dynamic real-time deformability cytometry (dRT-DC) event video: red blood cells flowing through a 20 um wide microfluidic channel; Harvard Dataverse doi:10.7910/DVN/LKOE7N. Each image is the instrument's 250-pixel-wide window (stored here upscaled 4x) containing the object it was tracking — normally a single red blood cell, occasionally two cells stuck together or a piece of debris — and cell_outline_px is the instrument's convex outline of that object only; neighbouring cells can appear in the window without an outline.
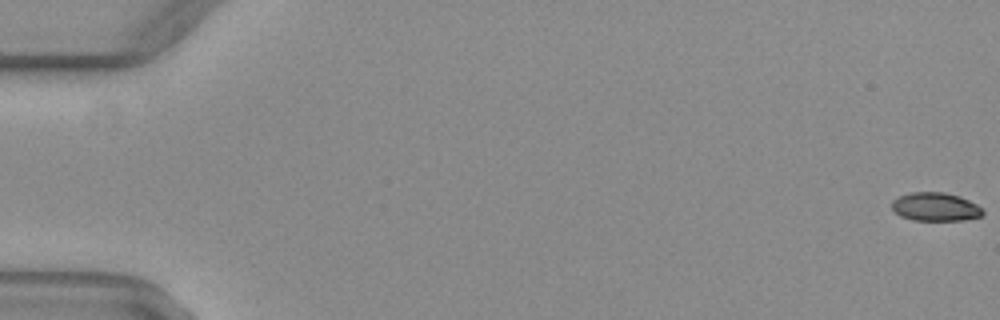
{"species": "common noctule bat (a hibernating species)", "species_latin": "Nyctalus noctula", "temperature_condition": "warm", "stored_images_in_passage": 22, "camera_frame_rate_fps": 3000, "um_per_image_px": 0.085, "animal": {"sex": "female", "body_mass_g": 29.2, "forearm_length_mm": 56.3}, "frame": {"image": 1, "passage_image": 1, "time_ms": 0.0, "image_size_px": [1000, 320], "cell_outline_px": [[984, 216], [964, 220], [912, 220], [900, 216], [892, 208], [892, 200], [908, 192], [944, 192], [960, 196], [976, 204], [984, 212]], "centroid_in_image_um": [79.51, 17.58], "position_along_channel_um": 5.5, "area_um2": 15.14}}
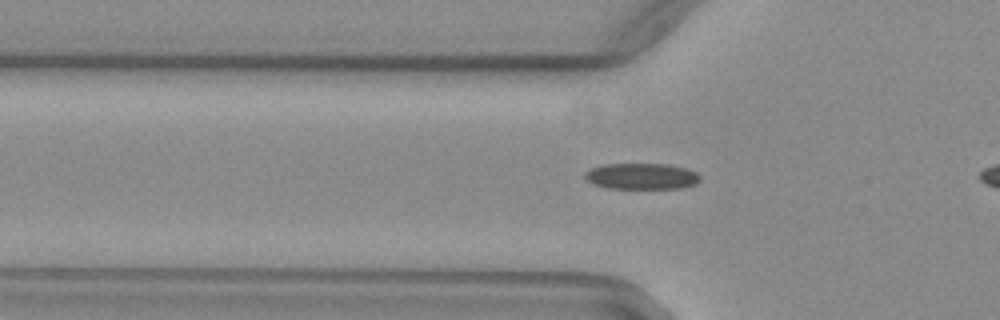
{"frame": {"image": 2, "passage_image": 19, "time_ms": 6.0, "image_size_px": [1000, 320], "cell_outline_px": [[700, 180], [696, 184], [680, 188], [608, 188], [592, 184], [584, 180], [584, 172], [592, 168], [604, 164], [668, 164], [688, 168], [696, 172], [700, 176]], "centroid_in_image_um": [54.52, 14.98], "position_along_channel_um": 71.3, "area_um2": 17.69}}